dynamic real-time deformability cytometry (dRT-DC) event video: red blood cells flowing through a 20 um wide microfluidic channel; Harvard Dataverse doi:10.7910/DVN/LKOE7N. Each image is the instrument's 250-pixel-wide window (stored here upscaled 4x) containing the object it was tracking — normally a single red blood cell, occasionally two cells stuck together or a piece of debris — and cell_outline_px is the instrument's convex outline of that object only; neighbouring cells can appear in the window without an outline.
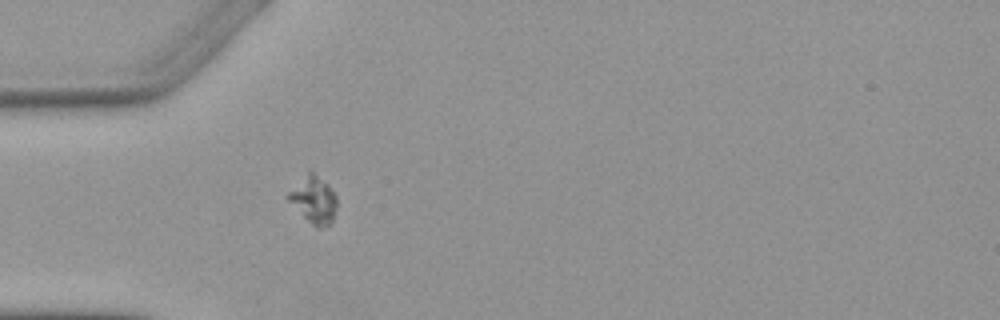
{"species": "Egyptian fruit bat (a non-hibernating species)", "species_latin": "Rousettus aegyptiacus", "temperature_condition": "warm", "stored_images_in_passage": 1, "camera_frame_rate_fps": 3000, "um_per_image_px": 0.085, "animal": {"sex": "female"}, "frame": {"image": 1, "passage_image": 1, "time_ms": 0.0, "image_size_px": [1000, 320], "cell_outline_px": [[336, 208], [332, 220], [328, 224], [320, 228], [316, 228], [284, 196], [308, 168], [328, 184], [336, 196]], "centroid_in_image_um": [26.63, 16.92], "position_along_channel_um": 58.4, "area_um2": 13.29}}